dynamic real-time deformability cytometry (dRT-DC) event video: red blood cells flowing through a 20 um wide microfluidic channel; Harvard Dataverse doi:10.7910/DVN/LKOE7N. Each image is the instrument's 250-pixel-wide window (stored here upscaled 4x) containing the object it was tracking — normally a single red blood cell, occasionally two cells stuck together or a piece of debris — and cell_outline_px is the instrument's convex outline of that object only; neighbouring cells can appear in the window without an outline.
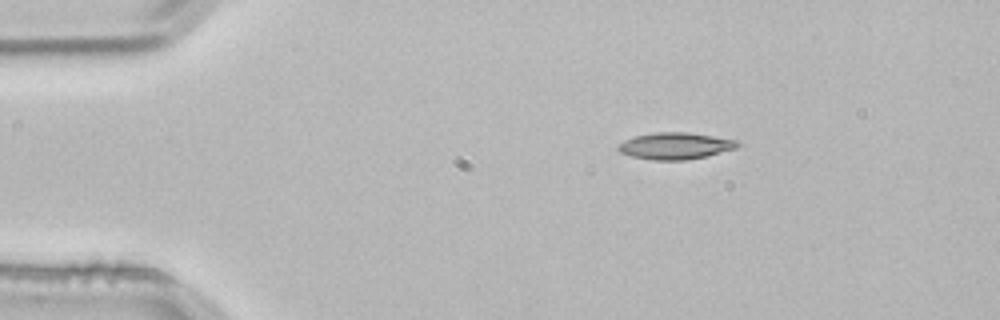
{"species": "common noctule bat (a hibernating species)", "species_latin": "Nyctalus noctula", "temperature_condition": "room temperature", "stored_images_in_passage": 2, "camera_frame_rate_fps": 3000, "um_per_image_px": 0.085, "animal": {"sex": "male", "body_mass_g": 21.5, "forearm_length_mm": 52.0}, "frame": {"image": 1, "passage_image": 1, "time_ms": 0.0, "image_size_px": [1000, 320], "cell_outline_px": [[740, 144], [736, 148], [688, 160], [652, 160], [632, 156], [620, 152], [616, 148], [624, 140], [636, 136], [656, 132], [684, 132], [712, 136], [736, 140]], "centroid_in_image_um": [57.37, 12.4], "position_along_channel_um": 27.6, "area_um2": 18.26}}